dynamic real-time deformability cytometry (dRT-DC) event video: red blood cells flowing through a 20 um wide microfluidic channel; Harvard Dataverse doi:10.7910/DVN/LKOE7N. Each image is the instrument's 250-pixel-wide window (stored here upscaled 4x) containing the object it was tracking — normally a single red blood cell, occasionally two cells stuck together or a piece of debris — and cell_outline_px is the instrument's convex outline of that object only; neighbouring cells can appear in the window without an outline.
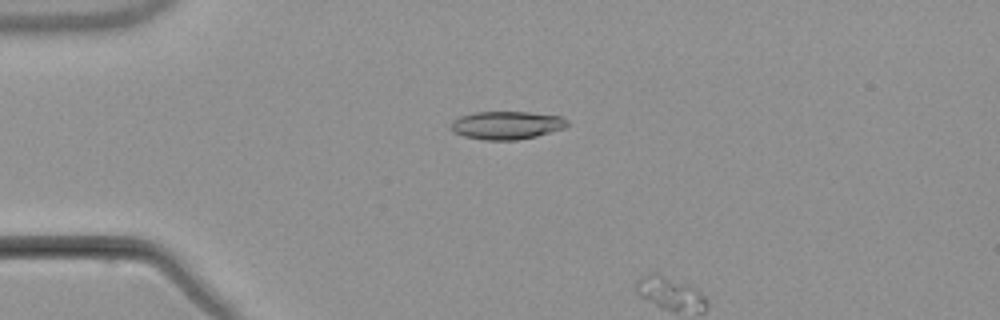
{"species": "common noctule bat (a hibernating species)", "species_latin": "Nyctalus noctula", "temperature_condition": "warm", "stored_images_in_passage": 5, "camera_frame_rate_fps": 3000, "um_per_image_px": 0.085, "animal": {"sex": "male", "body_mass_g": 21.5, "forearm_length_mm": 52.0}, "frame": {"image": 1, "passage_image": 4, "time_ms": 4.333, "image_size_px": [1000, 320], "cell_outline_px": [[568, 124], [564, 128], [536, 136], [516, 140], [484, 140], [464, 136], [452, 132], [448, 128], [448, 124], [452, 120], [460, 116], [476, 112], [528, 112], [560, 116], [568, 120]], "centroid_in_image_um": [43.0, 10.64], "position_along_channel_um": 42.0, "area_um2": 19.19}}